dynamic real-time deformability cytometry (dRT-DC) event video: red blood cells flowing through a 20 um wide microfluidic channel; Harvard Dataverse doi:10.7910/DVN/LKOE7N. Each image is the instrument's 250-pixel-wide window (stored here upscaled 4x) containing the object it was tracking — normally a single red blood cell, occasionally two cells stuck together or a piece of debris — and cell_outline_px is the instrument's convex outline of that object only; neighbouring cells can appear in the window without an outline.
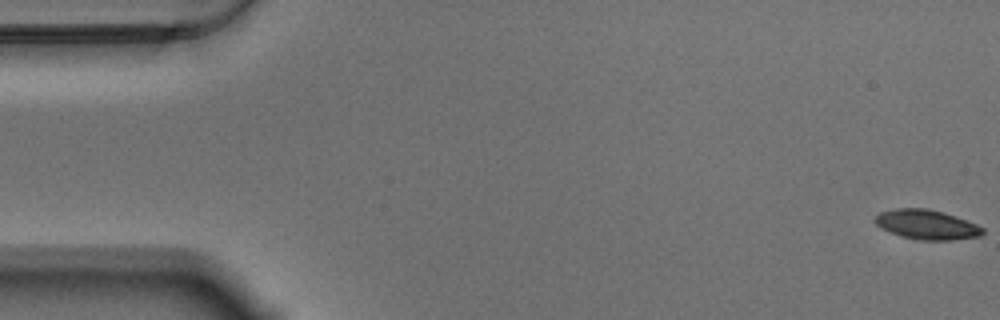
{"species": "Egyptian fruit bat (a non-hibernating species)", "species_latin": "Rousettus aegyptiacus", "temperature_condition": "warm", "stored_images_in_passage": 15, "camera_frame_rate_fps": 3000, "um_per_image_px": 0.085, "animal": {"sex": "male"}, "frame": {"image": 1, "passage_image": 1, "time_ms": 0.0, "image_size_px": [1000, 320], "cell_outline_px": [[984, 232], [980, 236], [952, 240], [924, 240], [900, 236], [876, 224], [876, 216], [880, 212], [896, 208], [924, 208], [944, 212], [956, 216], [976, 224], [984, 228]], "centroid_in_image_um": [78.81, 19.08], "position_along_channel_um": 6.2, "area_um2": 18.32}}
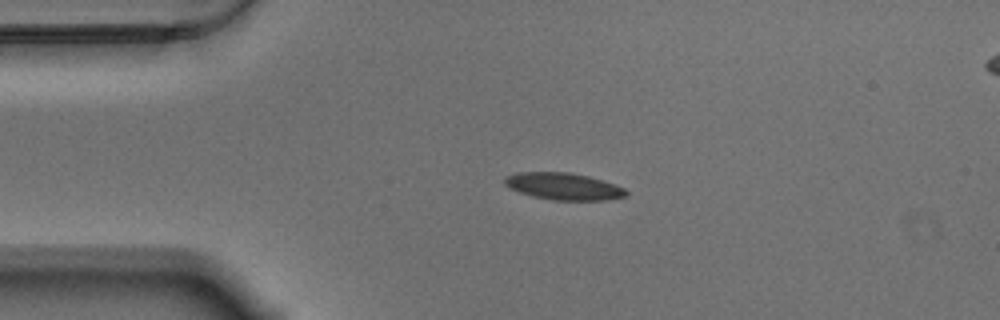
{"frame": {"image": 2, "passage_image": 13, "time_ms": 4.0, "image_size_px": [1000, 320], "cell_outline_px": [[628, 192], [624, 196], [608, 200], [552, 200], [532, 196], [520, 192], [504, 184], [504, 176], [516, 172], [568, 172], [588, 176], [624, 188]], "centroid_in_image_um": [47.86, 15.83], "position_along_channel_um": 37.1, "area_um2": 18.9}}